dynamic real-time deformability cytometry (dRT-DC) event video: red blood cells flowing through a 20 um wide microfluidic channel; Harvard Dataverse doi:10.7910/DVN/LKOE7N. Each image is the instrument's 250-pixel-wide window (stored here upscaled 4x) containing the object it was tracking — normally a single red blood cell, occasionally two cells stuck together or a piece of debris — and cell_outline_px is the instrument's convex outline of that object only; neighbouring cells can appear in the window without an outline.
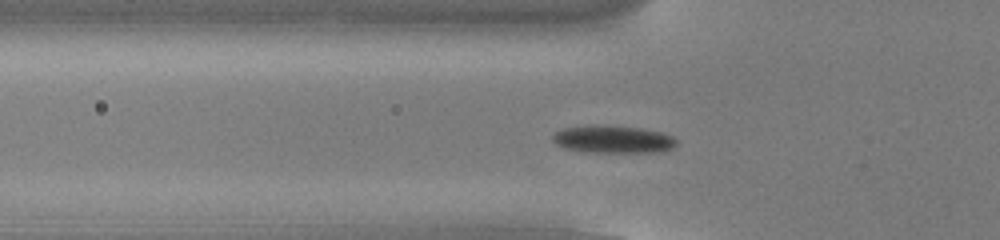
{"species": "common noctule bat (a hibernating species)", "species_latin": "Nyctalus noctula", "temperature_condition": "cold", "stored_images_in_passage": 52, "camera_frame_rate_fps": 3000, "um_per_image_px": 0.085, "animal": {"sex": "male", "body_mass_g": 13.0, "forearm_length_mm": 53.1}, "frame": {"image": 1, "passage_image": 16, "time_ms": 5.0, "image_size_px": [1000, 240], "cell_outline_px": [[676, 144], [672, 148], [660, 152], [580, 152], [556, 144], [552, 140], [552, 136], [556, 132], [564, 128], [592, 124], [640, 128], [660, 132], [672, 136], [676, 140]], "centroid_in_image_um": [52.09, 11.84], "position_along_channel_um": 73.7, "area_um2": 19.88}}
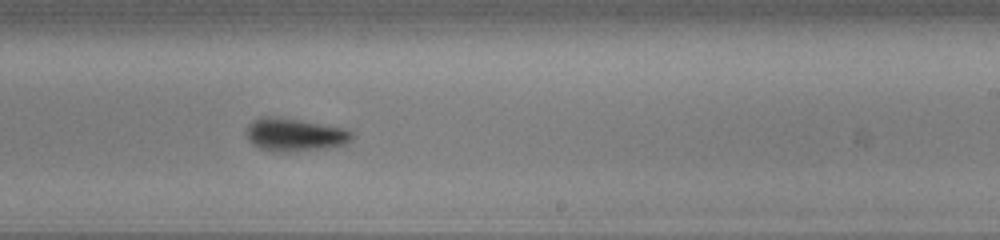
{"frame": {"image": 2, "passage_image": 31, "time_ms": 10.0, "image_size_px": [1000, 240], "cell_outline_px": [[352, 140], [344, 144], [332, 148], [284, 152], [272, 152], [260, 148], [252, 144], [248, 140], [244, 132], [248, 124], [252, 120], [260, 116], [276, 116], [348, 128], [352, 132]], "centroid_in_image_um": [25.03, 11.45], "position_along_channel_um": 264.0, "area_um2": 20.87}}
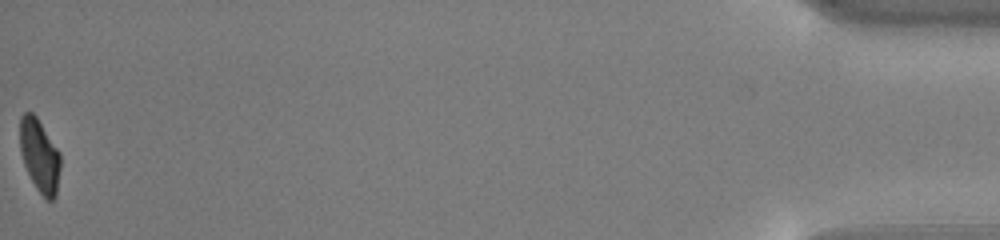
{"frame": {"image": 3, "passage_image": 52, "time_ms": 17.0, "image_size_px": [1000, 240], "cell_outline_px": [[60, 168], [56, 196], [52, 200], [48, 200], [36, 188], [24, 164], [20, 152], [20, 116], [24, 112], [32, 112], [36, 116], [60, 152]], "centroid_in_image_um": [3.36, 13.2], "position_along_channel_um": 431.8, "area_um2": 17.11}, "authors_computed_cell_mechanics": {"area_um2": 19.0162, "velocity_mm_per_s": 3.808, "shape_relaxation_time_tau1_ms": 2.0303, "shape_relaxation_time_tau2_ms": 1.7748, "deformation_change_tau1": 0.1247, "deformation_change_tau2": 0.0717}}